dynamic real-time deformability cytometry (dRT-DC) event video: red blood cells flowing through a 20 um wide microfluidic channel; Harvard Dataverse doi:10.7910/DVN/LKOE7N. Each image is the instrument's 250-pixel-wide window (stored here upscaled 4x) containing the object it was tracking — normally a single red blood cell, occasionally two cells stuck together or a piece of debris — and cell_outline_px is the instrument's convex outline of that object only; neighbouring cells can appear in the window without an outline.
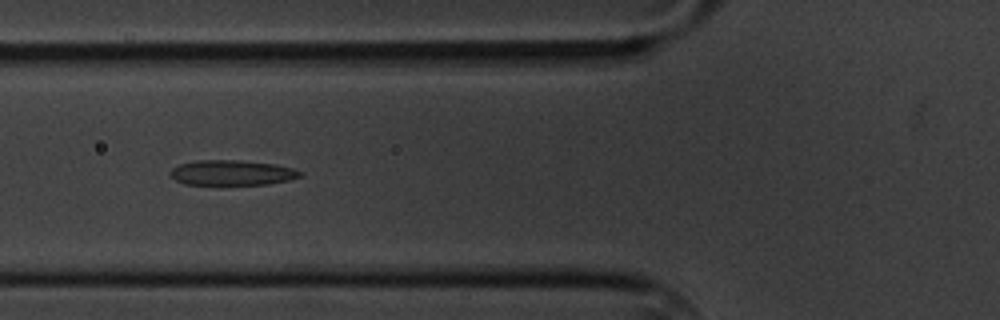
{"species": "common noctule bat (a hibernating species)", "species_latin": "Nyctalus noctula", "temperature_condition": "cold", "stored_images_in_passage": 7, "camera_frame_rate_fps": 3000, "um_per_image_px": 0.085, "animal": {"sex": "male", "body_mass_g": 20.1, "forearm_length_mm": 53.5}, "frame": {"image": 1, "passage_image": 6, "time_ms": 5.667, "image_size_px": [1000, 320], "cell_outline_px": [[300, 176], [288, 180], [268, 184], [184, 184], [176, 180], [172, 176], [172, 168], [180, 164], [196, 160], [236, 160], [276, 164], [292, 168], [300, 172]], "centroid_in_image_um": [19.71, 14.67], "position_along_channel_um": 106.1, "area_um2": 18.67}}
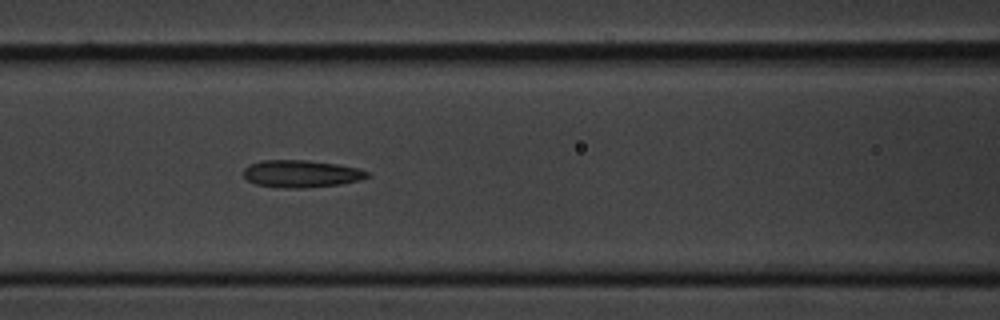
{"frame": {"image": 2, "passage_image": 7, "time_ms": 6.667, "image_size_px": [1000, 320], "cell_outline_px": [[372, 176], [360, 180], [340, 184], [304, 188], [284, 188], [256, 184], [248, 180], [244, 176], [244, 168], [248, 164], [260, 160], [308, 160], [336, 164], [356, 168], [368, 172]], "centroid_in_image_um": [25.59, 14.76], "position_along_channel_um": 141.0, "area_um2": 19.71}}